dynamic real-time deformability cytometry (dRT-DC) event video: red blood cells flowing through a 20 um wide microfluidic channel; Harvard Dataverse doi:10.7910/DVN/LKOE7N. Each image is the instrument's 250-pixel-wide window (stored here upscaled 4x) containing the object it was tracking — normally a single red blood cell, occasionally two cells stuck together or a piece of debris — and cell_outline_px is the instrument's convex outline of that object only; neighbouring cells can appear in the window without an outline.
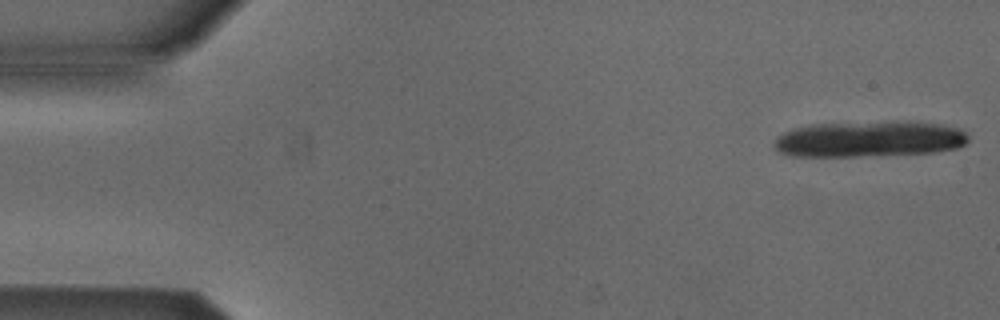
{"species": "Egyptian fruit bat (a non-hibernating species)", "species_latin": "Rousettus aegyptiacus", "temperature_condition": "cold", "stored_images_in_passage": 5, "camera_frame_rate_fps": 3000, "um_per_image_px": 0.085, "animal": {"sex": "male"}, "frame": {"image": 1, "passage_image": 1, "time_ms": 0.0, "image_size_px": [1000, 320], "cell_outline_px": [[968, 140], [964, 144], [956, 148], [932, 152], [856, 156], [792, 156], [780, 152], [772, 144], [776, 136], [792, 128], [808, 124], [904, 120], [944, 124], [960, 128], [968, 136]], "centroid_in_image_um": [73.86, 11.79], "position_along_channel_um": 11.1, "area_um2": 41.21}}